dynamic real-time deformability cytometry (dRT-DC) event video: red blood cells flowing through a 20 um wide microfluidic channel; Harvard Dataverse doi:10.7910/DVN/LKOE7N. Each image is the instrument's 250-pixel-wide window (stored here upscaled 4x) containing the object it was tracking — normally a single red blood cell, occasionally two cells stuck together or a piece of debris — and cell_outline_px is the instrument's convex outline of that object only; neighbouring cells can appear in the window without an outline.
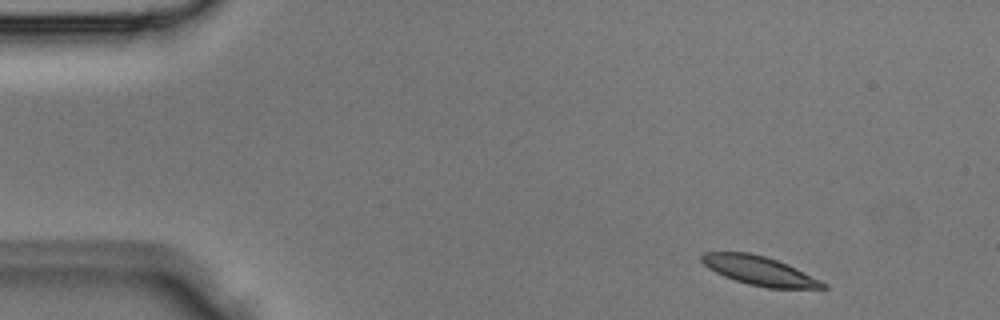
{"species": "Egyptian fruit bat (a non-hibernating species)", "species_latin": "Rousettus aegyptiacus", "temperature_condition": "room temperature", "stored_images_in_passage": 4, "camera_frame_rate_fps": 3000, "um_per_image_px": 0.085, "animal": {"sex": "male"}, "frame": {"image": 1, "passage_image": 1, "time_ms": 0.0, "image_size_px": [1000, 320], "cell_outline_px": [[828, 288], [768, 288], [748, 284], [724, 276], [708, 268], [700, 260], [700, 256], [704, 252], [748, 252], [764, 256], [788, 264], [828, 284]], "centroid_in_image_um": [64.54, 23.01], "position_along_channel_um": 20.5, "area_um2": 20.35}}
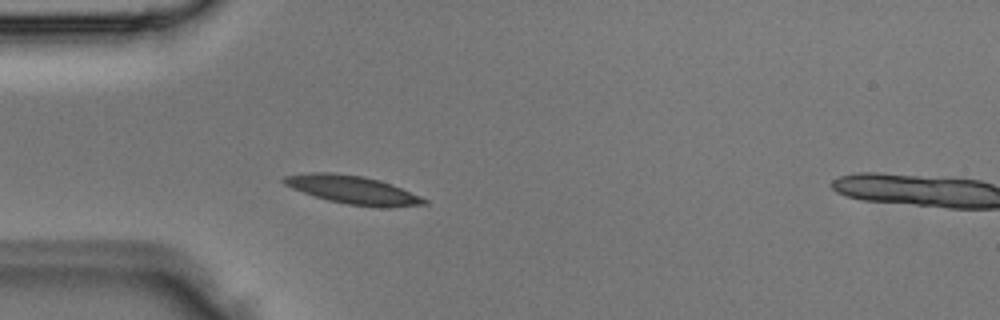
{"frame": {"image": 2, "passage_image": 3, "time_ms": 0.667, "image_size_px": [1000, 320], "cell_outline_px": [[428, 204], [388, 208], [380, 208], [348, 204], [328, 200], [292, 188], [284, 184], [280, 180], [284, 176], [312, 172], [332, 172], [364, 176], [380, 180], [420, 196], [428, 200]], "centroid_in_image_um": [30.0, 16.14], "position_along_channel_um": 55.0, "area_um2": 23.06}}